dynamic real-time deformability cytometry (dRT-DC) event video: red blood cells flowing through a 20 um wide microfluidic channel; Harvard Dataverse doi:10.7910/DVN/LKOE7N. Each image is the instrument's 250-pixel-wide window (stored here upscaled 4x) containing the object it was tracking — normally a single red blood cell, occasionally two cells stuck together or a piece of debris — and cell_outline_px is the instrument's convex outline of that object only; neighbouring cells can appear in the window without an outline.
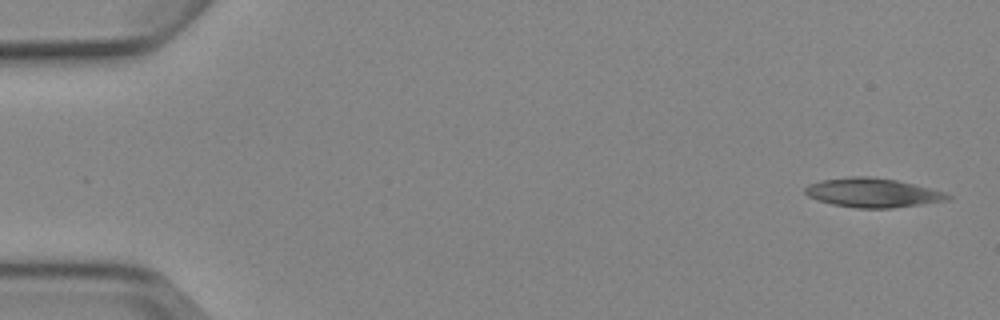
{"species": "Egyptian fruit bat (a non-hibernating species)", "species_latin": "Rousettus aegyptiacus", "temperature_condition": "cold", "stored_images_in_passage": 4, "camera_frame_rate_fps": 3000, "um_per_image_px": 0.085, "animal": {"sex": "female"}, "frame": {"image": 1, "passage_image": 1, "time_ms": 0.0, "image_size_px": [1000, 320], "cell_outline_px": [[952, 200], [924, 204], [892, 208], [856, 208], [832, 204], [808, 196], [804, 192], [804, 188], [808, 184], [820, 180], [852, 176], [868, 176], [896, 180], [944, 192], [952, 196]], "centroid_in_image_um": [74.18, 16.39], "position_along_channel_um": 10.8, "area_um2": 24.22}}
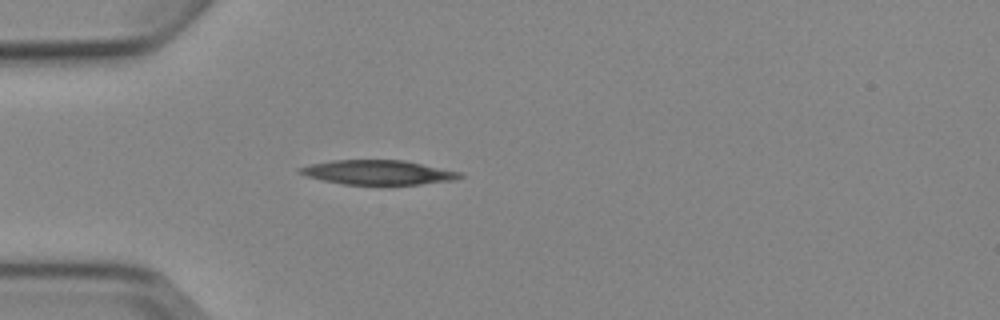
{"frame": {"image": 2, "passage_image": 4, "time_ms": 4.333, "image_size_px": [1000, 320], "cell_outline_px": [[464, 176], [456, 180], [388, 188], [380, 188], [344, 184], [324, 180], [308, 176], [296, 172], [296, 168], [312, 164], [332, 160], [404, 160], [460, 172]], "centroid_in_image_um": [32.16, 14.7], "position_along_channel_um": 52.8, "area_um2": 23.87}}